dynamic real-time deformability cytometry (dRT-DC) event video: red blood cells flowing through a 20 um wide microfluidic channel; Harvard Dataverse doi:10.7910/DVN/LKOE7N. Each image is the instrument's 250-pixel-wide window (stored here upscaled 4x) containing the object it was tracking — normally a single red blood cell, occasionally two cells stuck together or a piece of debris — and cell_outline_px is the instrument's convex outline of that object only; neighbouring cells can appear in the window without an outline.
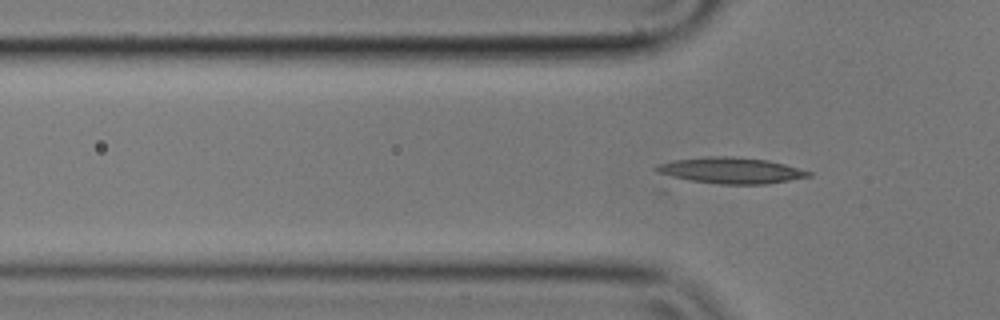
{"species": "common noctule bat (a hibernating species)", "species_latin": "Nyctalus noctula", "temperature_condition": "cold", "stored_images_in_passage": 35, "camera_frame_rate_fps": 3000, "um_per_image_px": 0.085, "animal": {"sex": "male", "body_mass_g": 17.9}, "frame": {"image": 1, "passage_image": 17, "time_ms": 5.333, "image_size_px": [1000, 320], "cell_outline_px": [[812, 176], [768, 184], [668, 192], [652, 192], [652, 168], [656, 164], [672, 160], [708, 156], [732, 156], [768, 160], [784, 164], [812, 172]], "centroid_in_image_um": [61.22, 14.74], "position_along_channel_um": 64.6, "area_um2": 29.77}}
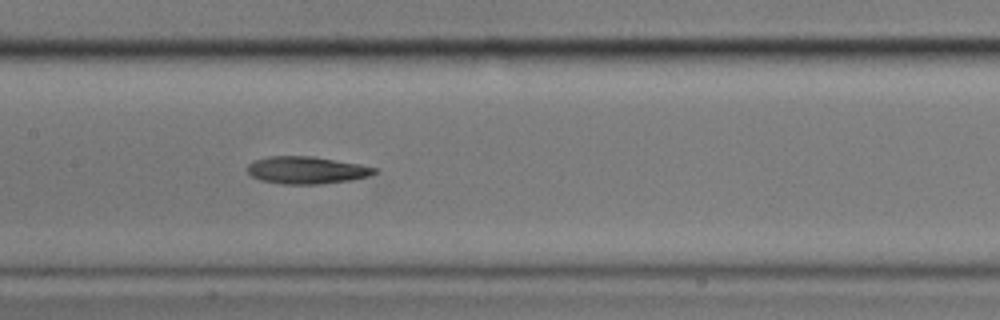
{"frame": {"image": 2, "passage_image": 27, "time_ms": 8.667, "image_size_px": [1000, 320], "cell_outline_px": [[376, 172], [368, 176], [352, 180], [320, 184], [280, 184], [260, 180], [252, 176], [248, 172], [248, 164], [256, 160], [268, 156], [312, 156], [360, 164], [376, 168]], "centroid_in_image_um": [26.05, 14.46], "position_along_channel_um": 181.3, "area_um2": 20.17}}
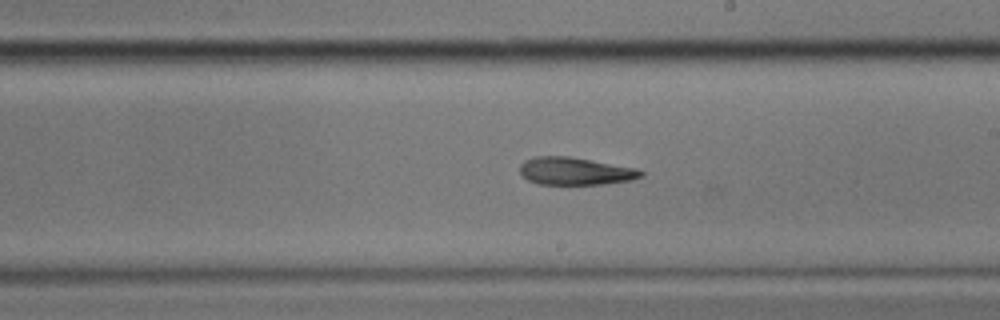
{"frame": {"image": 3, "passage_image": 32, "time_ms": 10.333, "image_size_px": [1000, 320], "cell_outline_px": [[644, 176], [632, 180], [600, 184], [540, 184], [528, 180], [520, 172], [520, 164], [524, 160], [532, 156], [568, 156], [636, 168], [644, 172]], "centroid_in_image_um": [48.88, 14.54], "position_along_channel_um": 240.1, "area_um2": 19.42}}